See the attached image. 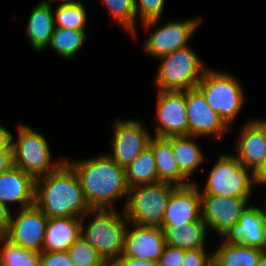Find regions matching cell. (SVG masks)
I'll list each match as a JSON object with an SVG mask.
<instances>
[{
	"label": "cell",
	"instance_id": "cell-4",
	"mask_svg": "<svg viewBox=\"0 0 266 266\" xmlns=\"http://www.w3.org/2000/svg\"><path fill=\"white\" fill-rule=\"evenodd\" d=\"M176 187L160 181L130 188L123 209L127 221L141 226L161 227L168 200Z\"/></svg>",
	"mask_w": 266,
	"mask_h": 266
},
{
	"label": "cell",
	"instance_id": "cell-33",
	"mask_svg": "<svg viewBox=\"0 0 266 266\" xmlns=\"http://www.w3.org/2000/svg\"><path fill=\"white\" fill-rule=\"evenodd\" d=\"M40 266H74L67 251H42Z\"/></svg>",
	"mask_w": 266,
	"mask_h": 266
},
{
	"label": "cell",
	"instance_id": "cell-34",
	"mask_svg": "<svg viewBox=\"0 0 266 266\" xmlns=\"http://www.w3.org/2000/svg\"><path fill=\"white\" fill-rule=\"evenodd\" d=\"M181 266H213V255H208L205 249L185 250Z\"/></svg>",
	"mask_w": 266,
	"mask_h": 266
},
{
	"label": "cell",
	"instance_id": "cell-1",
	"mask_svg": "<svg viewBox=\"0 0 266 266\" xmlns=\"http://www.w3.org/2000/svg\"><path fill=\"white\" fill-rule=\"evenodd\" d=\"M34 204L48 218H81L91 209L77 174L66 161L54 172L36 178Z\"/></svg>",
	"mask_w": 266,
	"mask_h": 266
},
{
	"label": "cell",
	"instance_id": "cell-42",
	"mask_svg": "<svg viewBox=\"0 0 266 266\" xmlns=\"http://www.w3.org/2000/svg\"><path fill=\"white\" fill-rule=\"evenodd\" d=\"M257 266H266V249L263 250V252H262V254L258 260Z\"/></svg>",
	"mask_w": 266,
	"mask_h": 266
},
{
	"label": "cell",
	"instance_id": "cell-40",
	"mask_svg": "<svg viewBox=\"0 0 266 266\" xmlns=\"http://www.w3.org/2000/svg\"><path fill=\"white\" fill-rule=\"evenodd\" d=\"M10 132L0 125V152L9 144Z\"/></svg>",
	"mask_w": 266,
	"mask_h": 266
},
{
	"label": "cell",
	"instance_id": "cell-5",
	"mask_svg": "<svg viewBox=\"0 0 266 266\" xmlns=\"http://www.w3.org/2000/svg\"><path fill=\"white\" fill-rule=\"evenodd\" d=\"M211 109L229 126L244 104V90L240 82L227 72L206 70L196 86Z\"/></svg>",
	"mask_w": 266,
	"mask_h": 266
},
{
	"label": "cell",
	"instance_id": "cell-21",
	"mask_svg": "<svg viewBox=\"0 0 266 266\" xmlns=\"http://www.w3.org/2000/svg\"><path fill=\"white\" fill-rule=\"evenodd\" d=\"M149 146L153 149L159 181L176 186L188 185V179L178 168L171 148V137H152Z\"/></svg>",
	"mask_w": 266,
	"mask_h": 266
},
{
	"label": "cell",
	"instance_id": "cell-2",
	"mask_svg": "<svg viewBox=\"0 0 266 266\" xmlns=\"http://www.w3.org/2000/svg\"><path fill=\"white\" fill-rule=\"evenodd\" d=\"M66 162L77 174L91 209L113 208L111 204L113 200L127 196L129 188L125 169L120 167L109 154L85 161L69 163L66 160Z\"/></svg>",
	"mask_w": 266,
	"mask_h": 266
},
{
	"label": "cell",
	"instance_id": "cell-41",
	"mask_svg": "<svg viewBox=\"0 0 266 266\" xmlns=\"http://www.w3.org/2000/svg\"><path fill=\"white\" fill-rule=\"evenodd\" d=\"M252 122L259 128L263 137L266 140V120H254Z\"/></svg>",
	"mask_w": 266,
	"mask_h": 266
},
{
	"label": "cell",
	"instance_id": "cell-9",
	"mask_svg": "<svg viewBox=\"0 0 266 266\" xmlns=\"http://www.w3.org/2000/svg\"><path fill=\"white\" fill-rule=\"evenodd\" d=\"M48 217L35 204L12 215L5 237L24 249L41 253L45 240Z\"/></svg>",
	"mask_w": 266,
	"mask_h": 266
},
{
	"label": "cell",
	"instance_id": "cell-32",
	"mask_svg": "<svg viewBox=\"0 0 266 266\" xmlns=\"http://www.w3.org/2000/svg\"><path fill=\"white\" fill-rule=\"evenodd\" d=\"M164 3V0H135L136 15L139 12L143 26L147 30L160 20Z\"/></svg>",
	"mask_w": 266,
	"mask_h": 266
},
{
	"label": "cell",
	"instance_id": "cell-11",
	"mask_svg": "<svg viewBox=\"0 0 266 266\" xmlns=\"http://www.w3.org/2000/svg\"><path fill=\"white\" fill-rule=\"evenodd\" d=\"M112 138L113 156L109 155L120 167L126 169L149 146L153 137L138 120L121 121L117 119Z\"/></svg>",
	"mask_w": 266,
	"mask_h": 266
},
{
	"label": "cell",
	"instance_id": "cell-25",
	"mask_svg": "<svg viewBox=\"0 0 266 266\" xmlns=\"http://www.w3.org/2000/svg\"><path fill=\"white\" fill-rule=\"evenodd\" d=\"M194 136L171 137V148L179 170L187 177L194 173L203 162L204 155L200 147L192 139Z\"/></svg>",
	"mask_w": 266,
	"mask_h": 266
},
{
	"label": "cell",
	"instance_id": "cell-38",
	"mask_svg": "<svg viewBox=\"0 0 266 266\" xmlns=\"http://www.w3.org/2000/svg\"><path fill=\"white\" fill-rule=\"evenodd\" d=\"M9 206L0 203V236H5L11 221Z\"/></svg>",
	"mask_w": 266,
	"mask_h": 266
},
{
	"label": "cell",
	"instance_id": "cell-15",
	"mask_svg": "<svg viewBox=\"0 0 266 266\" xmlns=\"http://www.w3.org/2000/svg\"><path fill=\"white\" fill-rule=\"evenodd\" d=\"M201 219V193L196 184L177 186L168 200L161 227L179 229Z\"/></svg>",
	"mask_w": 266,
	"mask_h": 266
},
{
	"label": "cell",
	"instance_id": "cell-31",
	"mask_svg": "<svg viewBox=\"0 0 266 266\" xmlns=\"http://www.w3.org/2000/svg\"><path fill=\"white\" fill-rule=\"evenodd\" d=\"M104 2L113 18L133 35L137 17L135 0H104Z\"/></svg>",
	"mask_w": 266,
	"mask_h": 266
},
{
	"label": "cell",
	"instance_id": "cell-6",
	"mask_svg": "<svg viewBox=\"0 0 266 266\" xmlns=\"http://www.w3.org/2000/svg\"><path fill=\"white\" fill-rule=\"evenodd\" d=\"M17 141L9 135L13 164L35 179L57 170L66 160L51 164V153L46 138L29 126L19 125Z\"/></svg>",
	"mask_w": 266,
	"mask_h": 266
},
{
	"label": "cell",
	"instance_id": "cell-23",
	"mask_svg": "<svg viewBox=\"0 0 266 266\" xmlns=\"http://www.w3.org/2000/svg\"><path fill=\"white\" fill-rule=\"evenodd\" d=\"M160 228L165 244L168 246L184 250L205 249L207 225L202 219L188 223L179 229L174 227Z\"/></svg>",
	"mask_w": 266,
	"mask_h": 266
},
{
	"label": "cell",
	"instance_id": "cell-18",
	"mask_svg": "<svg viewBox=\"0 0 266 266\" xmlns=\"http://www.w3.org/2000/svg\"><path fill=\"white\" fill-rule=\"evenodd\" d=\"M35 178L18 167L12 166L0 174V203L8 206L18 202L20 209L34 205Z\"/></svg>",
	"mask_w": 266,
	"mask_h": 266
},
{
	"label": "cell",
	"instance_id": "cell-28",
	"mask_svg": "<svg viewBox=\"0 0 266 266\" xmlns=\"http://www.w3.org/2000/svg\"><path fill=\"white\" fill-rule=\"evenodd\" d=\"M4 245L0 251V262L3 266H40V253L24 249L12 243L5 236H0Z\"/></svg>",
	"mask_w": 266,
	"mask_h": 266
},
{
	"label": "cell",
	"instance_id": "cell-3",
	"mask_svg": "<svg viewBox=\"0 0 266 266\" xmlns=\"http://www.w3.org/2000/svg\"><path fill=\"white\" fill-rule=\"evenodd\" d=\"M86 215L95 217L87 228L81 221V237L111 265L122 255L129 222L123 211L121 216L114 208L90 209Z\"/></svg>",
	"mask_w": 266,
	"mask_h": 266
},
{
	"label": "cell",
	"instance_id": "cell-36",
	"mask_svg": "<svg viewBox=\"0 0 266 266\" xmlns=\"http://www.w3.org/2000/svg\"><path fill=\"white\" fill-rule=\"evenodd\" d=\"M110 266H158L157 262L136 257H119Z\"/></svg>",
	"mask_w": 266,
	"mask_h": 266
},
{
	"label": "cell",
	"instance_id": "cell-7",
	"mask_svg": "<svg viewBox=\"0 0 266 266\" xmlns=\"http://www.w3.org/2000/svg\"><path fill=\"white\" fill-rule=\"evenodd\" d=\"M160 59L162 61L155 80L159 90L185 91L195 88L207 70L189 46Z\"/></svg>",
	"mask_w": 266,
	"mask_h": 266
},
{
	"label": "cell",
	"instance_id": "cell-13",
	"mask_svg": "<svg viewBox=\"0 0 266 266\" xmlns=\"http://www.w3.org/2000/svg\"><path fill=\"white\" fill-rule=\"evenodd\" d=\"M249 198L201 195V218L208 226L222 235L235 226L248 208Z\"/></svg>",
	"mask_w": 266,
	"mask_h": 266
},
{
	"label": "cell",
	"instance_id": "cell-16",
	"mask_svg": "<svg viewBox=\"0 0 266 266\" xmlns=\"http://www.w3.org/2000/svg\"><path fill=\"white\" fill-rule=\"evenodd\" d=\"M131 225L135 228L132 227L131 230L127 225L123 252L120 257H136L158 262L166 245L161 228L135 223Z\"/></svg>",
	"mask_w": 266,
	"mask_h": 266
},
{
	"label": "cell",
	"instance_id": "cell-17",
	"mask_svg": "<svg viewBox=\"0 0 266 266\" xmlns=\"http://www.w3.org/2000/svg\"><path fill=\"white\" fill-rule=\"evenodd\" d=\"M221 236L224 243L266 249V212L249 205L242 213L237 224Z\"/></svg>",
	"mask_w": 266,
	"mask_h": 266
},
{
	"label": "cell",
	"instance_id": "cell-43",
	"mask_svg": "<svg viewBox=\"0 0 266 266\" xmlns=\"http://www.w3.org/2000/svg\"><path fill=\"white\" fill-rule=\"evenodd\" d=\"M53 1H64V3H66V2H73V1H75V0H50L49 2L48 1H43L42 3H48V4H51Z\"/></svg>",
	"mask_w": 266,
	"mask_h": 266
},
{
	"label": "cell",
	"instance_id": "cell-20",
	"mask_svg": "<svg viewBox=\"0 0 266 266\" xmlns=\"http://www.w3.org/2000/svg\"><path fill=\"white\" fill-rule=\"evenodd\" d=\"M240 136L237 143L238 154L234 156L254 173L263 164L266 156V140L252 121L243 127Z\"/></svg>",
	"mask_w": 266,
	"mask_h": 266
},
{
	"label": "cell",
	"instance_id": "cell-27",
	"mask_svg": "<svg viewBox=\"0 0 266 266\" xmlns=\"http://www.w3.org/2000/svg\"><path fill=\"white\" fill-rule=\"evenodd\" d=\"M85 38V30H69L56 27L49 46L63 58L69 59L79 51Z\"/></svg>",
	"mask_w": 266,
	"mask_h": 266
},
{
	"label": "cell",
	"instance_id": "cell-29",
	"mask_svg": "<svg viewBox=\"0 0 266 266\" xmlns=\"http://www.w3.org/2000/svg\"><path fill=\"white\" fill-rule=\"evenodd\" d=\"M55 26L69 30H85L86 12L80 0L62 2L54 14Z\"/></svg>",
	"mask_w": 266,
	"mask_h": 266
},
{
	"label": "cell",
	"instance_id": "cell-24",
	"mask_svg": "<svg viewBox=\"0 0 266 266\" xmlns=\"http://www.w3.org/2000/svg\"><path fill=\"white\" fill-rule=\"evenodd\" d=\"M263 250L239 244L222 243L213 255V266H257Z\"/></svg>",
	"mask_w": 266,
	"mask_h": 266
},
{
	"label": "cell",
	"instance_id": "cell-8",
	"mask_svg": "<svg viewBox=\"0 0 266 266\" xmlns=\"http://www.w3.org/2000/svg\"><path fill=\"white\" fill-rule=\"evenodd\" d=\"M248 170L234 155L224 154L212 167L201 195L249 198L255 178Z\"/></svg>",
	"mask_w": 266,
	"mask_h": 266
},
{
	"label": "cell",
	"instance_id": "cell-19",
	"mask_svg": "<svg viewBox=\"0 0 266 266\" xmlns=\"http://www.w3.org/2000/svg\"><path fill=\"white\" fill-rule=\"evenodd\" d=\"M79 217L48 218L43 251H67L81 236Z\"/></svg>",
	"mask_w": 266,
	"mask_h": 266
},
{
	"label": "cell",
	"instance_id": "cell-22",
	"mask_svg": "<svg viewBox=\"0 0 266 266\" xmlns=\"http://www.w3.org/2000/svg\"><path fill=\"white\" fill-rule=\"evenodd\" d=\"M48 3H38L31 11L27 25V35L32 47L41 51L50 44L56 28L54 13Z\"/></svg>",
	"mask_w": 266,
	"mask_h": 266
},
{
	"label": "cell",
	"instance_id": "cell-37",
	"mask_svg": "<svg viewBox=\"0 0 266 266\" xmlns=\"http://www.w3.org/2000/svg\"><path fill=\"white\" fill-rule=\"evenodd\" d=\"M13 164V155L10 144L0 152V174L8 171Z\"/></svg>",
	"mask_w": 266,
	"mask_h": 266
},
{
	"label": "cell",
	"instance_id": "cell-26",
	"mask_svg": "<svg viewBox=\"0 0 266 266\" xmlns=\"http://www.w3.org/2000/svg\"><path fill=\"white\" fill-rule=\"evenodd\" d=\"M128 188L160 182L156 171L153 149L148 146L125 169Z\"/></svg>",
	"mask_w": 266,
	"mask_h": 266
},
{
	"label": "cell",
	"instance_id": "cell-12",
	"mask_svg": "<svg viewBox=\"0 0 266 266\" xmlns=\"http://www.w3.org/2000/svg\"><path fill=\"white\" fill-rule=\"evenodd\" d=\"M185 100L188 118V135H215L222 137L228 130V125L221 116L213 111L197 88L185 90Z\"/></svg>",
	"mask_w": 266,
	"mask_h": 266
},
{
	"label": "cell",
	"instance_id": "cell-14",
	"mask_svg": "<svg viewBox=\"0 0 266 266\" xmlns=\"http://www.w3.org/2000/svg\"><path fill=\"white\" fill-rule=\"evenodd\" d=\"M201 17L184 21H172L155 28L145 41V51L156 58L170 54L188 46V40L201 24Z\"/></svg>",
	"mask_w": 266,
	"mask_h": 266
},
{
	"label": "cell",
	"instance_id": "cell-10",
	"mask_svg": "<svg viewBox=\"0 0 266 266\" xmlns=\"http://www.w3.org/2000/svg\"><path fill=\"white\" fill-rule=\"evenodd\" d=\"M155 137L168 138L188 135L185 91L159 90Z\"/></svg>",
	"mask_w": 266,
	"mask_h": 266
},
{
	"label": "cell",
	"instance_id": "cell-39",
	"mask_svg": "<svg viewBox=\"0 0 266 266\" xmlns=\"http://www.w3.org/2000/svg\"><path fill=\"white\" fill-rule=\"evenodd\" d=\"M255 182L258 184H266V156L263 164L254 172Z\"/></svg>",
	"mask_w": 266,
	"mask_h": 266
},
{
	"label": "cell",
	"instance_id": "cell-35",
	"mask_svg": "<svg viewBox=\"0 0 266 266\" xmlns=\"http://www.w3.org/2000/svg\"><path fill=\"white\" fill-rule=\"evenodd\" d=\"M185 250L165 245L158 266H181Z\"/></svg>",
	"mask_w": 266,
	"mask_h": 266
},
{
	"label": "cell",
	"instance_id": "cell-30",
	"mask_svg": "<svg viewBox=\"0 0 266 266\" xmlns=\"http://www.w3.org/2000/svg\"><path fill=\"white\" fill-rule=\"evenodd\" d=\"M74 266H110L81 236L67 250Z\"/></svg>",
	"mask_w": 266,
	"mask_h": 266
}]
</instances>
